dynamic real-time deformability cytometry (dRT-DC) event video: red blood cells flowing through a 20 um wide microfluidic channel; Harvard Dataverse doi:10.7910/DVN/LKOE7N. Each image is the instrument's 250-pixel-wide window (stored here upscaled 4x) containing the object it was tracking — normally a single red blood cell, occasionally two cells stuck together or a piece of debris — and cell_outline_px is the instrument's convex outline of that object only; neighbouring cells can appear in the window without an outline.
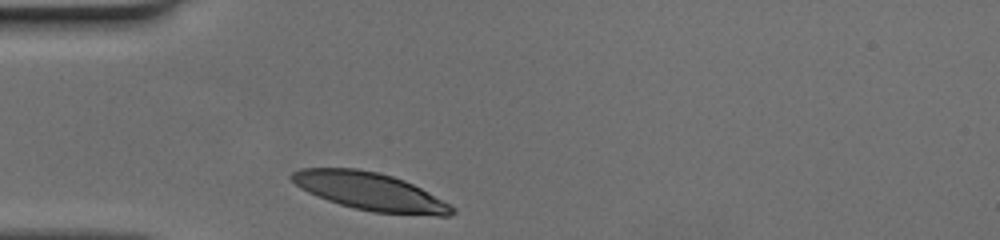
{"species": "human", "species_latin": "Homo sapiens", "temperature_condition": "cold", "stored_images_in_passage": 26, "camera_frame_rate_fps": 3000, "um_per_image_px": 0.085, "donor": {"sex": "female"}, "frame": {"image": 1, "passage_image": 1, "time_ms": 0.0, "image_size_px": [1000, 240], "cell_outline_px": [[456, 212], [448, 216], [436, 216], [372, 212], [340, 204], [328, 200], [308, 192], [300, 188], [288, 176], [292, 172], [300, 168], [356, 168], [376, 172], [392, 176], [404, 180], [428, 192], [456, 208]], "centroid_in_image_um": [31.46, 16.28], "position_along_channel_um": 53.5, "area_um2": 35.08}}
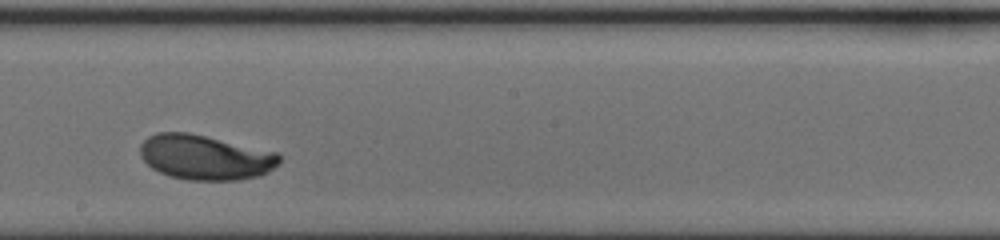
{"frame": {"image": 2, "passage_image": 15, "time_ms": 4.667, "image_size_px": [1000, 240], "cell_outline_px": [[280, 164], [268, 172], [260, 176], [240, 180], [188, 180], [168, 176], [152, 168], [140, 156], [140, 144], [148, 136], [156, 132], [188, 132], [276, 152], [280, 156]], "centroid_in_image_um": [17.43, 13.38], "position_along_channel_um": 230.8, "area_um2": 36.53}}
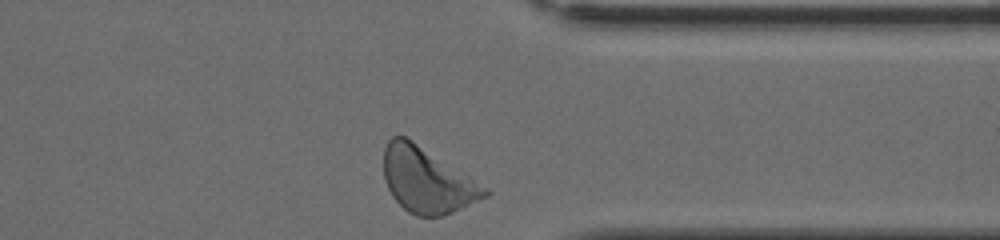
{"frame": {"image": 3, "passage_image": 26, "time_ms": 8.333, "image_size_px": [1000, 240], "cell_outline_px": [[492, 192], [488, 196], [452, 212], [440, 216], [416, 216], [408, 212], [392, 196], [384, 180], [384, 148], [388, 140], [392, 136], [404, 136], [412, 140], [488, 188]], "centroid_in_image_um": [36.29, 15.32], "position_along_channel_um": 375.1, "area_um2": 38.03}}